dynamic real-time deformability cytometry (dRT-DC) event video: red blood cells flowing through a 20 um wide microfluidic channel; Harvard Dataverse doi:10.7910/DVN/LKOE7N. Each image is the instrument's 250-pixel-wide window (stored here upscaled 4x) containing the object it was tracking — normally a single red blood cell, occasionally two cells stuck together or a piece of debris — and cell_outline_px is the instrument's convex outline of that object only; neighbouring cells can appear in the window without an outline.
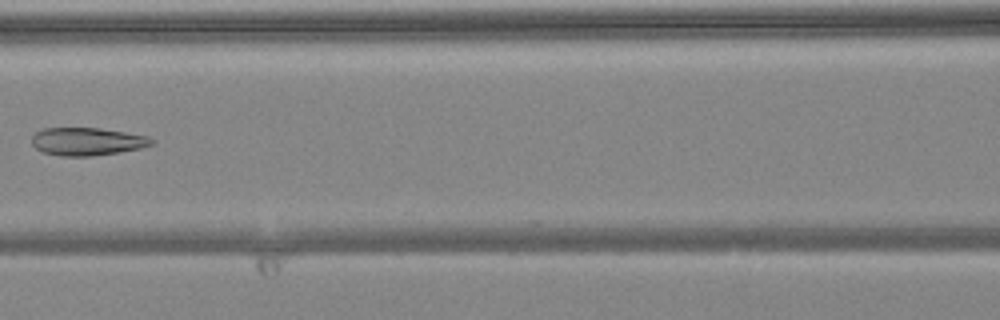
{"species": "common noctule bat (a hibernating species)", "species_latin": "Nyctalus noctula", "temperature_condition": "warm", "stored_images_in_passage": 7, "camera_frame_rate_fps": 3000, "um_per_image_px": 0.085, "animal": {"sex": "female", "body_mass_g": 24.6, "forearm_length_mm": 56.2}, "frame": {"image": 1, "passage_image": 7, "time_ms": 2.0, "image_size_px": [1000, 320], "cell_outline_px": [[156, 140], [152, 144], [140, 148], [120, 152], [92, 156], [60, 156], [40, 152], [32, 144], [32, 136], [40, 128], [100, 128], [148, 136]], "centroid_in_image_um": [7.38, 12.03], "position_along_channel_um": 159.2, "area_um2": 19.59}}